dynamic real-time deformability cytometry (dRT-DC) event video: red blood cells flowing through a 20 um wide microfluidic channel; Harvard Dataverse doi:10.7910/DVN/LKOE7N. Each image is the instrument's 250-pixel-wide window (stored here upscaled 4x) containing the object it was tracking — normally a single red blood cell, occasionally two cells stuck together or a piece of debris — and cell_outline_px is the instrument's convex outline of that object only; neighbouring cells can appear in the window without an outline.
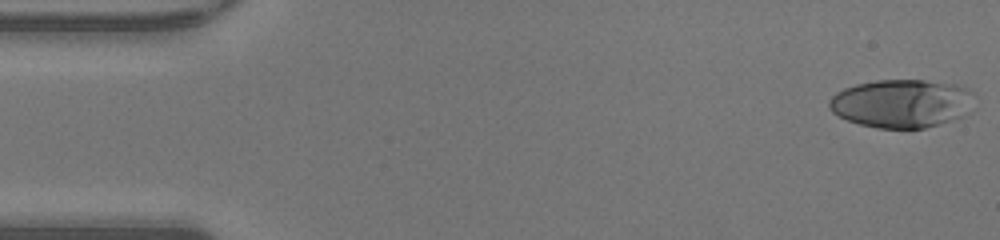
{"species": "human", "species_latin": "Homo sapiens", "temperature_condition": "warm", "stored_images_in_passage": 10, "camera_frame_rate_fps": 3000, "um_per_image_px": 0.085, "donor": {"sex": "male"}, "frame": {"image": 1, "passage_image": 1, "time_ms": 0.0, "image_size_px": [1000, 240], "cell_outline_px": [[976, 92], [968, 112], [964, 116], [940, 124], [924, 128], [876, 128], [860, 124], [848, 120], [832, 112], [828, 108], [828, 100], [836, 92], [844, 88], [856, 84], [876, 80], [924, 80], [956, 84], [968, 88]], "centroid_in_image_um": [76.66, 8.78], "position_along_channel_um": 8.3, "area_um2": 41.27}}